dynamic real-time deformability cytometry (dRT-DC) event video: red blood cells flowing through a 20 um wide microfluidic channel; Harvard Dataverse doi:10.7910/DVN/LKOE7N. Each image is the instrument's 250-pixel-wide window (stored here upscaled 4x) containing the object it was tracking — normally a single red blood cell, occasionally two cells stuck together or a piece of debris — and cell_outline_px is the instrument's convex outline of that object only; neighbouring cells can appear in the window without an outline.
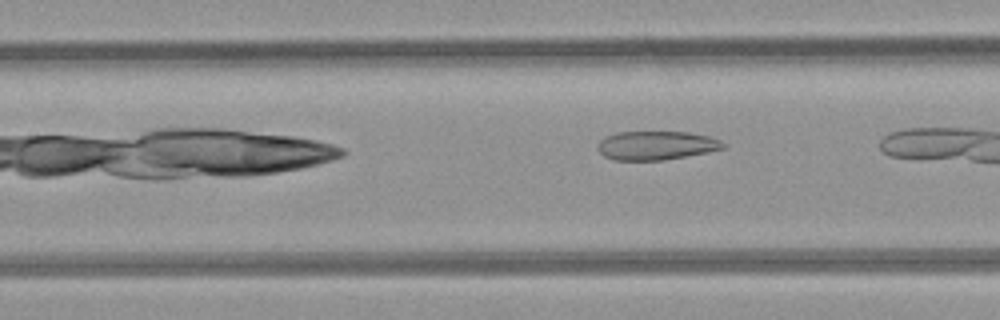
{"species": "common noctule bat (a hibernating species)", "species_latin": "Nyctalus noctula", "temperature_condition": "room temperature", "stored_images_in_passage": 8, "camera_frame_rate_fps": 3000, "um_per_image_px": 0.085, "animal": {"sex": "female", "body_mass_g": 21.9}, "frame": {"image": 1, "passage_image": 7, "time_ms": 8.0, "image_size_px": [1000, 320], "cell_outline_px": [[724, 148], [708, 152], [660, 160], [616, 160], [604, 156], [596, 148], [600, 140], [616, 132], [688, 132], [708, 136], [720, 140], [724, 144]], "centroid_in_image_um": [55.76, 12.36], "position_along_channel_um": 151.6, "area_um2": 20.81}}